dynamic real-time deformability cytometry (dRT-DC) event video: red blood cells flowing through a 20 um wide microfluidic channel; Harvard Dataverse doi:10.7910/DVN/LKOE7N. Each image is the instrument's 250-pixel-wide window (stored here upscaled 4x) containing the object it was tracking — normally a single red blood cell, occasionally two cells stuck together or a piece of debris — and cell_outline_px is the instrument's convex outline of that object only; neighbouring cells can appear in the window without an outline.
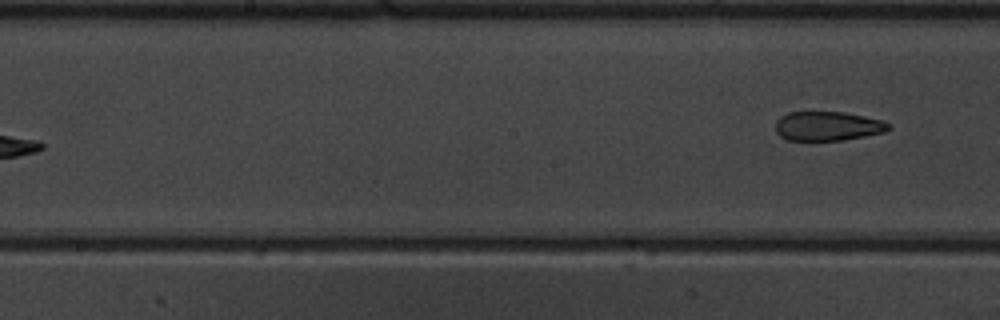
{"species": "common noctule bat (a hibernating species)", "species_latin": "Nyctalus noctula", "temperature_condition": "warm", "stored_images_in_passage": 9, "segment_of_instrument_passage": [2, 2], "camera_frame_rate_fps": 3000, "um_per_image_px": 0.085, "animal": {"sex": "male", "body_mass_g": 19.5, "forearm_length_mm": 54.6}, "frame": {"image": 1, "passage_image": 9, "time_ms": 10.333, "image_size_px": [1000, 320], "cell_outline_px": [[892, 128], [884, 132], [844, 140], [788, 140], [780, 136], [776, 132], [776, 120], [780, 116], [788, 112], [844, 112], [884, 120], [892, 124]], "centroid_in_image_um": [70.38, 10.71], "position_along_channel_um": 177.8, "area_um2": 19.42}}